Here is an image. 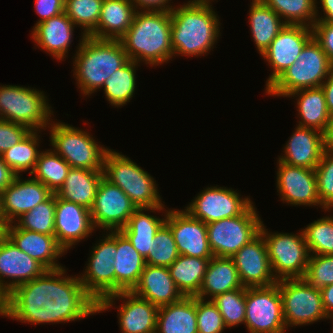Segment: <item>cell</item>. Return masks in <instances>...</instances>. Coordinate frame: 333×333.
<instances>
[{
    "instance_id": "21",
    "label": "cell",
    "mask_w": 333,
    "mask_h": 333,
    "mask_svg": "<svg viewBox=\"0 0 333 333\" xmlns=\"http://www.w3.org/2000/svg\"><path fill=\"white\" fill-rule=\"evenodd\" d=\"M244 287H266L277 283L266 242L261 233L231 257Z\"/></svg>"
},
{
    "instance_id": "23",
    "label": "cell",
    "mask_w": 333,
    "mask_h": 333,
    "mask_svg": "<svg viewBox=\"0 0 333 333\" xmlns=\"http://www.w3.org/2000/svg\"><path fill=\"white\" fill-rule=\"evenodd\" d=\"M54 228L56 240L66 253L95 230L89 209L62 200L56 195Z\"/></svg>"
},
{
    "instance_id": "57",
    "label": "cell",
    "mask_w": 333,
    "mask_h": 333,
    "mask_svg": "<svg viewBox=\"0 0 333 333\" xmlns=\"http://www.w3.org/2000/svg\"><path fill=\"white\" fill-rule=\"evenodd\" d=\"M323 141L325 149L333 151V114L329 115L327 127L323 132Z\"/></svg>"
},
{
    "instance_id": "34",
    "label": "cell",
    "mask_w": 333,
    "mask_h": 333,
    "mask_svg": "<svg viewBox=\"0 0 333 333\" xmlns=\"http://www.w3.org/2000/svg\"><path fill=\"white\" fill-rule=\"evenodd\" d=\"M249 24L253 40L261 55L286 23L261 0H252L249 9Z\"/></svg>"
},
{
    "instance_id": "24",
    "label": "cell",
    "mask_w": 333,
    "mask_h": 333,
    "mask_svg": "<svg viewBox=\"0 0 333 333\" xmlns=\"http://www.w3.org/2000/svg\"><path fill=\"white\" fill-rule=\"evenodd\" d=\"M4 235L16 247L37 260L47 270L63 267L56 262L66 252L58 244L55 235H46L21 229L15 223L5 225Z\"/></svg>"
},
{
    "instance_id": "54",
    "label": "cell",
    "mask_w": 333,
    "mask_h": 333,
    "mask_svg": "<svg viewBox=\"0 0 333 333\" xmlns=\"http://www.w3.org/2000/svg\"><path fill=\"white\" fill-rule=\"evenodd\" d=\"M321 87L325 95L328 113L332 115L333 114V69L330 71L328 77L325 79Z\"/></svg>"
},
{
    "instance_id": "25",
    "label": "cell",
    "mask_w": 333,
    "mask_h": 333,
    "mask_svg": "<svg viewBox=\"0 0 333 333\" xmlns=\"http://www.w3.org/2000/svg\"><path fill=\"white\" fill-rule=\"evenodd\" d=\"M279 161L297 167L315 169L326 150L323 133L313 128L298 126L284 147Z\"/></svg>"
},
{
    "instance_id": "4",
    "label": "cell",
    "mask_w": 333,
    "mask_h": 333,
    "mask_svg": "<svg viewBox=\"0 0 333 333\" xmlns=\"http://www.w3.org/2000/svg\"><path fill=\"white\" fill-rule=\"evenodd\" d=\"M73 58L74 78L81 93L91 95L128 61L119 40L98 39L82 34Z\"/></svg>"
},
{
    "instance_id": "16",
    "label": "cell",
    "mask_w": 333,
    "mask_h": 333,
    "mask_svg": "<svg viewBox=\"0 0 333 333\" xmlns=\"http://www.w3.org/2000/svg\"><path fill=\"white\" fill-rule=\"evenodd\" d=\"M122 299L118 318L122 333H155L159 307L150 303L132 291H122L104 297L98 303V313L115 305V300Z\"/></svg>"
},
{
    "instance_id": "32",
    "label": "cell",
    "mask_w": 333,
    "mask_h": 333,
    "mask_svg": "<svg viewBox=\"0 0 333 333\" xmlns=\"http://www.w3.org/2000/svg\"><path fill=\"white\" fill-rule=\"evenodd\" d=\"M155 333H198L196 296L159 307Z\"/></svg>"
},
{
    "instance_id": "6",
    "label": "cell",
    "mask_w": 333,
    "mask_h": 333,
    "mask_svg": "<svg viewBox=\"0 0 333 333\" xmlns=\"http://www.w3.org/2000/svg\"><path fill=\"white\" fill-rule=\"evenodd\" d=\"M103 174L121 188L137 208L164 206L154 178L125 155L109 149L104 157Z\"/></svg>"
},
{
    "instance_id": "48",
    "label": "cell",
    "mask_w": 333,
    "mask_h": 333,
    "mask_svg": "<svg viewBox=\"0 0 333 333\" xmlns=\"http://www.w3.org/2000/svg\"><path fill=\"white\" fill-rule=\"evenodd\" d=\"M196 318L198 333H222L227 327L216 304L196 297Z\"/></svg>"
},
{
    "instance_id": "39",
    "label": "cell",
    "mask_w": 333,
    "mask_h": 333,
    "mask_svg": "<svg viewBox=\"0 0 333 333\" xmlns=\"http://www.w3.org/2000/svg\"><path fill=\"white\" fill-rule=\"evenodd\" d=\"M71 166L54 150L41 151L32 178L42 182L52 193L63 185Z\"/></svg>"
},
{
    "instance_id": "28",
    "label": "cell",
    "mask_w": 333,
    "mask_h": 333,
    "mask_svg": "<svg viewBox=\"0 0 333 333\" xmlns=\"http://www.w3.org/2000/svg\"><path fill=\"white\" fill-rule=\"evenodd\" d=\"M115 293L132 291L138 284L146 265L145 258L133 247L128 238L116 231Z\"/></svg>"
},
{
    "instance_id": "31",
    "label": "cell",
    "mask_w": 333,
    "mask_h": 333,
    "mask_svg": "<svg viewBox=\"0 0 333 333\" xmlns=\"http://www.w3.org/2000/svg\"><path fill=\"white\" fill-rule=\"evenodd\" d=\"M164 207L137 208L126 226L120 230L144 258L148 256L149 250H151L152 241L157 231L165 224L168 210H164ZM145 211H165L166 213H164L165 217L160 219L154 215H149V213H144Z\"/></svg>"
},
{
    "instance_id": "33",
    "label": "cell",
    "mask_w": 333,
    "mask_h": 333,
    "mask_svg": "<svg viewBox=\"0 0 333 333\" xmlns=\"http://www.w3.org/2000/svg\"><path fill=\"white\" fill-rule=\"evenodd\" d=\"M103 176V171L70 168L63 185L55 195L91 210Z\"/></svg>"
},
{
    "instance_id": "35",
    "label": "cell",
    "mask_w": 333,
    "mask_h": 333,
    "mask_svg": "<svg viewBox=\"0 0 333 333\" xmlns=\"http://www.w3.org/2000/svg\"><path fill=\"white\" fill-rule=\"evenodd\" d=\"M287 97H298L296 99L297 111L301 117L298 126L324 132L330 114L327 110L325 95L321 86L297 90Z\"/></svg>"
},
{
    "instance_id": "55",
    "label": "cell",
    "mask_w": 333,
    "mask_h": 333,
    "mask_svg": "<svg viewBox=\"0 0 333 333\" xmlns=\"http://www.w3.org/2000/svg\"><path fill=\"white\" fill-rule=\"evenodd\" d=\"M323 307L328 318H333V284L320 289Z\"/></svg>"
},
{
    "instance_id": "26",
    "label": "cell",
    "mask_w": 333,
    "mask_h": 333,
    "mask_svg": "<svg viewBox=\"0 0 333 333\" xmlns=\"http://www.w3.org/2000/svg\"><path fill=\"white\" fill-rule=\"evenodd\" d=\"M132 292L161 307L179 301L183 295L170 276L168 267L146 264Z\"/></svg>"
},
{
    "instance_id": "37",
    "label": "cell",
    "mask_w": 333,
    "mask_h": 333,
    "mask_svg": "<svg viewBox=\"0 0 333 333\" xmlns=\"http://www.w3.org/2000/svg\"><path fill=\"white\" fill-rule=\"evenodd\" d=\"M139 63L129 60L116 70L103 85L108 102L115 108L124 106L132 99L136 88V68Z\"/></svg>"
},
{
    "instance_id": "41",
    "label": "cell",
    "mask_w": 333,
    "mask_h": 333,
    "mask_svg": "<svg viewBox=\"0 0 333 333\" xmlns=\"http://www.w3.org/2000/svg\"><path fill=\"white\" fill-rule=\"evenodd\" d=\"M54 217L55 194L53 193L46 201L39 203L32 210L19 217L15 224L28 231L54 235Z\"/></svg>"
},
{
    "instance_id": "20",
    "label": "cell",
    "mask_w": 333,
    "mask_h": 333,
    "mask_svg": "<svg viewBox=\"0 0 333 333\" xmlns=\"http://www.w3.org/2000/svg\"><path fill=\"white\" fill-rule=\"evenodd\" d=\"M20 176H16L0 194V213L5 225L15 223L53 194L42 182L32 177L23 180Z\"/></svg>"
},
{
    "instance_id": "46",
    "label": "cell",
    "mask_w": 333,
    "mask_h": 333,
    "mask_svg": "<svg viewBox=\"0 0 333 333\" xmlns=\"http://www.w3.org/2000/svg\"><path fill=\"white\" fill-rule=\"evenodd\" d=\"M317 178V192L325 212L333 208V151L325 150L314 169Z\"/></svg>"
},
{
    "instance_id": "13",
    "label": "cell",
    "mask_w": 333,
    "mask_h": 333,
    "mask_svg": "<svg viewBox=\"0 0 333 333\" xmlns=\"http://www.w3.org/2000/svg\"><path fill=\"white\" fill-rule=\"evenodd\" d=\"M98 242L92 248L84 273L79 275L85 291L97 303L115 293L116 231H109Z\"/></svg>"
},
{
    "instance_id": "10",
    "label": "cell",
    "mask_w": 333,
    "mask_h": 333,
    "mask_svg": "<svg viewBox=\"0 0 333 333\" xmlns=\"http://www.w3.org/2000/svg\"><path fill=\"white\" fill-rule=\"evenodd\" d=\"M252 203L241 215L207 224L210 249L214 256L232 257L254 239L263 223Z\"/></svg>"
},
{
    "instance_id": "47",
    "label": "cell",
    "mask_w": 333,
    "mask_h": 333,
    "mask_svg": "<svg viewBox=\"0 0 333 333\" xmlns=\"http://www.w3.org/2000/svg\"><path fill=\"white\" fill-rule=\"evenodd\" d=\"M304 280L318 289L333 284V255H310Z\"/></svg>"
},
{
    "instance_id": "50",
    "label": "cell",
    "mask_w": 333,
    "mask_h": 333,
    "mask_svg": "<svg viewBox=\"0 0 333 333\" xmlns=\"http://www.w3.org/2000/svg\"><path fill=\"white\" fill-rule=\"evenodd\" d=\"M312 29L313 37L319 42L333 64V23L316 21Z\"/></svg>"
},
{
    "instance_id": "40",
    "label": "cell",
    "mask_w": 333,
    "mask_h": 333,
    "mask_svg": "<svg viewBox=\"0 0 333 333\" xmlns=\"http://www.w3.org/2000/svg\"><path fill=\"white\" fill-rule=\"evenodd\" d=\"M273 9L286 24L313 27L317 21V0H261Z\"/></svg>"
},
{
    "instance_id": "12",
    "label": "cell",
    "mask_w": 333,
    "mask_h": 333,
    "mask_svg": "<svg viewBox=\"0 0 333 333\" xmlns=\"http://www.w3.org/2000/svg\"><path fill=\"white\" fill-rule=\"evenodd\" d=\"M246 328L249 333H285L279 281L266 287L246 288Z\"/></svg>"
},
{
    "instance_id": "7",
    "label": "cell",
    "mask_w": 333,
    "mask_h": 333,
    "mask_svg": "<svg viewBox=\"0 0 333 333\" xmlns=\"http://www.w3.org/2000/svg\"><path fill=\"white\" fill-rule=\"evenodd\" d=\"M47 101L43 91L29 86L1 85L0 118L25 125L30 130H46L53 121L50 119L53 110Z\"/></svg>"
},
{
    "instance_id": "15",
    "label": "cell",
    "mask_w": 333,
    "mask_h": 333,
    "mask_svg": "<svg viewBox=\"0 0 333 333\" xmlns=\"http://www.w3.org/2000/svg\"><path fill=\"white\" fill-rule=\"evenodd\" d=\"M234 189L207 187L185 207L194 218L206 224L241 215L253 202L248 197H240Z\"/></svg>"
},
{
    "instance_id": "11",
    "label": "cell",
    "mask_w": 333,
    "mask_h": 333,
    "mask_svg": "<svg viewBox=\"0 0 333 333\" xmlns=\"http://www.w3.org/2000/svg\"><path fill=\"white\" fill-rule=\"evenodd\" d=\"M283 318L286 328L329 319L325 313L321 291L304 278L279 280Z\"/></svg>"
},
{
    "instance_id": "3",
    "label": "cell",
    "mask_w": 333,
    "mask_h": 333,
    "mask_svg": "<svg viewBox=\"0 0 333 333\" xmlns=\"http://www.w3.org/2000/svg\"><path fill=\"white\" fill-rule=\"evenodd\" d=\"M129 60L162 65L173 58L171 11H136L132 24L119 39Z\"/></svg>"
},
{
    "instance_id": "52",
    "label": "cell",
    "mask_w": 333,
    "mask_h": 333,
    "mask_svg": "<svg viewBox=\"0 0 333 333\" xmlns=\"http://www.w3.org/2000/svg\"><path fill=\"white\" fill-rule=\"evenodd\" d=\"M136 11H171L174 6L169 5L172 0H131ZM167 4V5H166Z\"/></svg>"
},
{
    "instance_id": "18",
    "label": "cell",
    "mask_w": 333,
    "mask_h": 333,
    "mask_svg": "<svg viewBox=\"0 0 333 333\" xmlns=\"http://www.w3.org/2000/svg\"><path fill=\"white\" fill-rule=\"evenodd\" d=\"M165 224L170 228L179 255L211 259L207 224L184 210H168Z\"/></svg>"
},
{
    "instance_id": "49",
    "label": "cell",
    "mask_w": 333,
    "mask_h": 333,
    "mask_svg": "<svg viewBox=\"0 0 333 333\" xmlns=\"http://www.w3.org/2000/svg\"><path fill=\"white\" fill-rule=\"evenodd\" d=\"M30 131L25 125L0 119V155L22 140Z\"/></svg>"
},
{
    "instance_id": "36",
    "label": "cell",
    "mask_w": 333,
    "mask_h": 333,
    "mask_svg": "<svg viewBox=\"0 0 333 333\" xmlns=\"http://www.w3.org/2000/svg\"><path fill=\"white\" fill-rule=\"evenodd\" d=\"M209 260L179 255L168 267L170 276L183 296H196L199 293Z\"/></svg>"
},
{
    "instance_id": "45",
    "label": "cell",
    "mask_w": 333,
    "mask_h": 333,
    "mask_svg": "<svg viewBox=\"0 0 333 333\" xmlns=\"http://www.w3.org/2000/svg\"><path fill=\"white\" fill-rule=\"evenodd\" d=\"M179 256L170 228L164 224L154 236L151 250L145 263L153 266L169 267Z\"/></svg>"
},
{
    "instance_id": "30",
    "label": "cell",
    "mask_w": 333,
    "mask_h": 333,
    "mask_svg": "<svg viewBox=\"0 0 333 333\" xmlns=\"http://www.w3.org/2000/svg\"><path fill=\"white\" fill-rule=\"evenodd\" d=\"M244 287L231 257L213 256L207 265L206 273L196 297L212 300L217 295Z\"/></svg>"
},
{
    "instance_id": "17",
    "label": "cell",
    "mask_w": 333,
    "mask_h": 333,
    "mask_svg": "<svg viewBox=\"0 0 333 333\" xmlns=\"http://www.w3.org/2000/svg\"><path fill=\"white\" fill-rule=\"evenodd\" d=\"M312 37L313 29L309 26L290 24L284 26L261 54L273 71L266 81V89L297 60Z\"/></svg>"
},
{
    "instance_id": "27",
    "label": "cell",
    "mask_w": 333,
    "mask_h": 333,
    "mask_svg": "<svg viewBox=\"0 0 333 333\" xmlns=\"http://www.w3.org/2000/svg\"><path fill=\"white\" fill-rule=\"evenodd\" d=\"M75 24L68 18L65 12L36 23L32 31V39L38 48L46 51L57 60L67 57L72 42Z\"/></svg>"
},
{
    "instance_id": "51",
    "label": "cell",
    "mask_w": 333,
    "mask_h": 333,
    "mask_svg": "<svg viewBox=\"0 0 333 333\" xmlns=\"http://www.w3.org/2000/svg\"><path fill=\"white\" fill-rule=\"evenodd\" d=\"M65 0H35V10L43 22L64 12Z\"/></svg>"
},
{
    "instance_id": "8",
    "label": "cell",
    "mask_w": 333,
    "mask_h": 333,
    "mask_svg": "<svg viewBox=\"0 0 333 333\" xmlns=\"http://www.w3.org/2000/svg\"><path fill=\"white\" fill-rule=\"evenodd\" d=\"M49 126L52 150L71 168L103 171L104 157L109 148L99 145L86 130L55 121Z\"/></svg>"
},
{
    "instance_id": "58",
    "label": "cell",
    "mask_w": 333,
    "mask_h": 333,
    "mask_svg": "<svg viewBox=\"0 0 333 333\" xmlns=\"http://www.w3.org/2000/svg\"><path fill=\"white\" fill-rule=\"evenodd\" d=\"M0 315H6V295L0 290Z\"/></svg>"
},
{
    "instance_id": "1",
    "label": "cell",
    "mask_w": 333,
    "mask_h": 333,
    "mask_svg": "<svg viewBox=\"0 0 333 333\" xmlns=\"http://www.w3.org/2000/svg\"><path fill=\"white\" fill-rule=\"evenodd\" d=\"M63 267L46 270L6 295V315L21 323L46 324L80 320L98 313V303L85 291L78 275Z\"/></svg>"
},
{
    "instance_id": "29",
    "label": "cell",
    "mask_w": 333,
    "mask_h": 333,
    "mask_svg": "<svg viewBox=\"0 0 333 333\" xmlns=\"http://www.w3.org/2000/svg\"><path fill=\"white\" fill-rule=\"evenodd\" d=\"M135 12L131 0H104L97 27L88 36L119 40L131 26Z\"/></svg>"
},
{
    "instance_id": "22",
    "label": "cell",
    "mask_w": 333,
    "mask_h": 333,
    "mask_svg": "<svg viewBox=\"0 0 333 333\" xmlns=\"http://www.w3.org/2000/svg\"><path fill=\"white\" fill-rule=\"evenodd\" d=\"M46 270L41 263L16 247L5 235L0 239V290L5 295L17 286L39 277ZM5 277L10 281L5 282Z\"/></svg>"
},
{
    "instance_id": "14",
    "label": "cell",
    "mask_w": 333,
    "mask_h": 333,
    "mask_svg": "<svg viewBox=\"0 0 333 333\" xmlns=\"http://www.w3.org/2000/svg\"><path fill=\"white\" fill-rule=\"evenodd\" d=\"M137 207L117 185L102 177L90 210L94 228L120 231L124 228Z\"/></svg>"
},
{
    "instance_id": "38",
    "label": "cell",
    "mask_w": 333,
    "mask_h": 333,
    "mask_svg": "<svg viewBox=\"0 0 333 333\" xmlns=\"http://www.w3.org/2000/svg\"><path fill=\"white\" fill-rule=\"evenodd\" d=\"M39 133L40 131L31 130L22 140L1 154L3 161L17 176L29 169L30 175L33 172L41 153L37 149L40 143Z\"/></svg>"
},
{
    "instance_id": "9",
    "label": "cell",
    "mask_w": 333,
    "mask_h": 333,
    "mask_svg": "<svg viewBox=\"0 0 333 333\" xmlns=\"http://www.w3.org/2000/svg\"><path fill=\"white\" fill-rule=\"evenodd\" d=\"M262 223V234L270 261L272 273L277 281L282 279L304 278L310 253L305 236L299 234L268 232Z\"/></svg>"
},
{
    "instance_id": "53",
    "label": "cell",
    "mask_w": 333,
    "mask_h": 333,
    "mask_svg": "<svg viewBox=\"0 0 333 333\" xmlns=\"http://www.w3.org/2000/svg\"><path fill=\"white\" fill-rule=\"evenodd\" d=\"M17 175L7 166L0 155V194L13 182Z\"/></svg>"
},
{
    "instance_id": "19",
    "label": "cell",
    "mask_w": 333,
    "mask_h": 333,
    "mask_svg": "<svg viewBox=\"0 0 333 333\" xmlns=\"http://www.w3.org/2000/svg\"><path fill=\"white\" fill-rule=\"evenodd\" d=\"M277 192L281 200L294 206H319L317 178L314 169L292 166L277 160Z\"/></svg>"
},
{
    "instance_id": "44",
    "label": "cell",
    "mask_w": 333,
    "mask_h": 333,
    "mask_svg": "<svg viewBox=\"0 0 333 333\" xmlns=\"http://www.w3.org/2000/svg\"><path fill=\"white\" fill-rule=\"evenodd\" d=\"M246 287L217 295L212 301L223 317L226 327L244 324L246 315Z\"/></svg>"
},
{
    "instance_id": "2",
    "label": "cell",
    "mask_w": 333,
    "mask_h": 333,
    "mask_svg": "<svg viewBox=\"0 0 333 333\" xmlns=\"http://www.w3.org/2000/svg\"><path fill=\"white\" fill-rule=\"evenodd\" d=\"M213 0H190L171 10V40L176 55L203 56L214 48L220 34Z\"/></svg>"
},
{
    "instance_id": "43",
    "label": "cell",
    "mask_w": 333,
    "mask_h": 333,
    "mask_svg": "<svg viewBox=\"0 0 333 333\" xmlns=\"http://www.w3.org/2000/svg\"><path fill=\"white\" fill-rule=\"evenodd\" d=\"M302 231L310 255H333V215L313 221Z\"/></svg>"
},
{
    "instance_id": "59",
    "label": "cell",
    "mask_w": 333,
    "mask_h": 333,
    "mask_svg": "<svg viewBox=\"0 0 333 333\" xmlns=\"http://www.w3.org/2000/svg\"><path fill=\"white\" fill-rule=\"evenodd\" d=\"M4 227H5V223H4L3 219H0V239L4 236Z\"/></svg>"
},
{
    "instance_id": "5",
    "label": "cell",
    "mask_w": 333,
    "mask_h": 333,
    "mask_svg": "<svg viewBox=\"0 0 333 333\" xmlns=\"http://www.w3.org/2000/svg\"><path fill=\"white\" fill-rule=\"evenodd\" d=\"M332 69L333 64L319 42L312 37L297 60L265 89V93L287 97L297 90L320 87Z\"/></svg>"
},
{
    "instance_id": "56",
    "label": "cell",
    "mask_w": 333,
    "mask_h": 333,
    "mask_svg": "<svg viewBox=\"0 0 333 333\" xmlns=\"http://www.w3.org/2000/svg\"><path fill=\"white\" fill-rule=\"evenodd\" d=\"M324 16L316 15L317 21L333 23V0H320Z\"/></svg>"
},
{
    "instance_id": "42",
    "label": "cell",
    "mask_w": 333,
    "mask_h": 333,
    "mask_svg": "<svg viewBox=\"0 0 333 333\" xmlns=\"http://www.w3.org/2000/svg\"><path fill=\"white\" fill-rule=\"evenodd\" d=\"M104 0H65L64 12L88 36L96 27Z\"/></svg>"
}]
</instances>
